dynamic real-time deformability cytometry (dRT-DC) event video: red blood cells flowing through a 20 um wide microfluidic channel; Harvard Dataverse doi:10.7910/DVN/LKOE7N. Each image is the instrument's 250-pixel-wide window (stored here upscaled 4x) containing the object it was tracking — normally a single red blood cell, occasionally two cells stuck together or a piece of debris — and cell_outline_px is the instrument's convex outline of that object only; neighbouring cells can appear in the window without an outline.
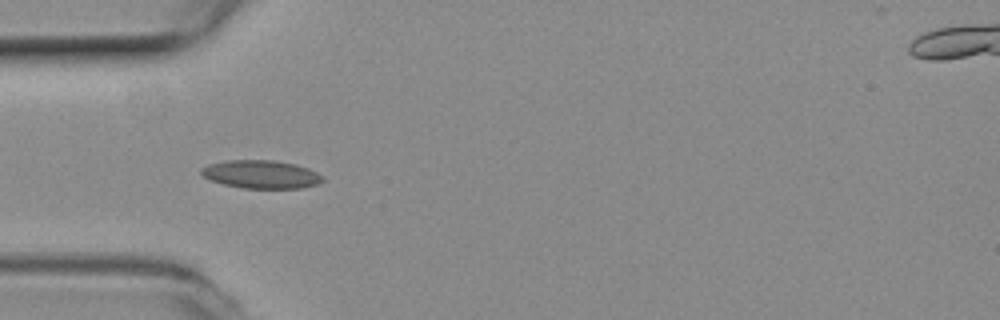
{"species": "common noctule bat (a hibernating species)", "species_latin": "Nyctalus noctula", "temperature_condition": "room temperature", "stored_images_in_passage": 33, "camera_frame_rate_fps": 3000, "um_per_image_px": 0.085, "animal": {"sex": "female", "body_mass_g": 19.3, "forearm_length_mm": 54.1}, "frame": {"image": 1, "passage_image": 8, "time_ms": 2.333, "image_size_px": [1000, 320], "cell_outline_px": [[324, 180], [316, 184], [300, 188], [244, 188], [224, 184], [212, 180], [204, 176], [200, 172], [200, 168], [208, 164], [228, 160], [272, 160], [296, 164], [308, 168], [324, 176]], "centroid_in_image_um": [22.2, 14.81], "position_along_channel_um": 62.8, "area_um2": 19.83}}
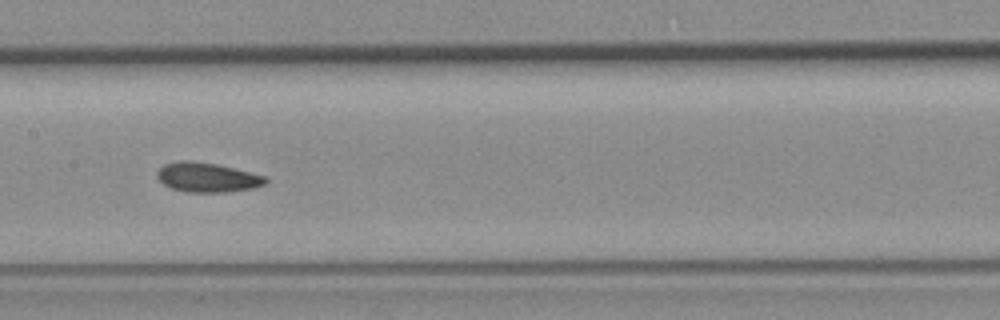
{"frame": {"image": 2, "passage_image": 18, "time_ms": 5.667, "image_size_px": [1000, 320], "cell_outline_px": [[268, 180], [264, 184], [256, 188], [228, 192], [184, 192], [172, 188], [164, 184], [156, 176], [156, 172], [164, 164], [180, 160], [192, 160], [216, 164], [268, 176]], "centroid_in_image_um": [17.64, 15.08], "position_along_channel_um": 189.8, "area_um2": 18.84}}
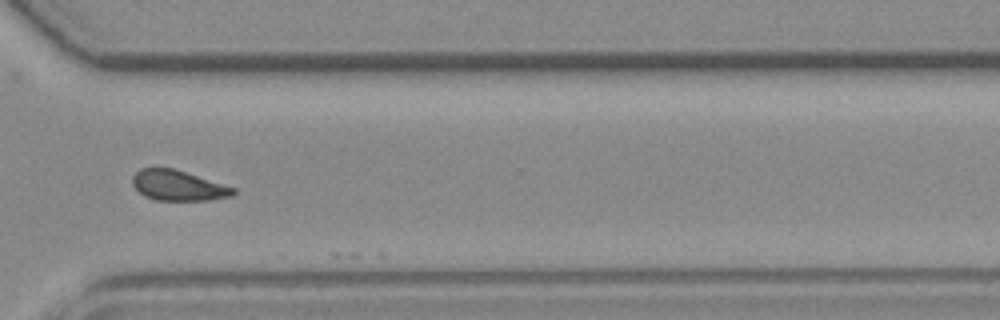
{"frame": {"image": 3, "passage_image": 31, "time_ms": 10.0, "image_size_px": [1000, 320], "cell_outline_px": [[236, 192], [232, 196], [208, 200], [156, 200], [144, 196], [132, 184], [132, 176], [140, 168], [172, 168], [236, 188]], "centroid_in_image_um": [15.13, 15.77], "position_along_channel_um": 355.5, "area_um2": 17.63}}